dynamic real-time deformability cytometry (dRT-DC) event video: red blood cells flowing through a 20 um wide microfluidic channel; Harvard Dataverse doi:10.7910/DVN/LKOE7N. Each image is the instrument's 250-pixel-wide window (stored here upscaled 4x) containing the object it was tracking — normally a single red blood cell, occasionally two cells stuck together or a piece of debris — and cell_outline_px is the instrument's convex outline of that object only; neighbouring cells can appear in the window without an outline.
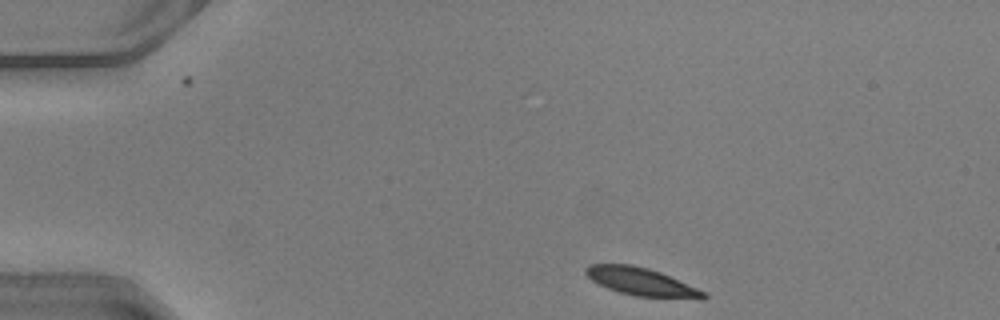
{"species": "common noctule bat (a hibernating species)", "species_latin": "Nyctalus noctula", "temperature_condition": "warm", "stored_images_in_passage": 42, "camera_frame_rate_fps": 3000, "um_per_image_px": 0.085, "animal": {"sex": "male", "body_mass_g": 20.5, "forearm_length_mm": 52.5}, "frame": {"image": 1, "passage_image": 1, "time_ms": 0.0, "image_size_px": [1000, 320], "cell_outline_px": [[708, 296], [704, 300], [700, 300], [636, 296], [620, 292], [608, 288], [592, 280], [584, 272], [584, 268], [588, 264], [632, 264], [648, 268], [660, 272], [708, 292]], "centroid_in_image_um": [54.6, 23.96], "position_along_channel_um": 30.4, "area_um2": 19.42}}
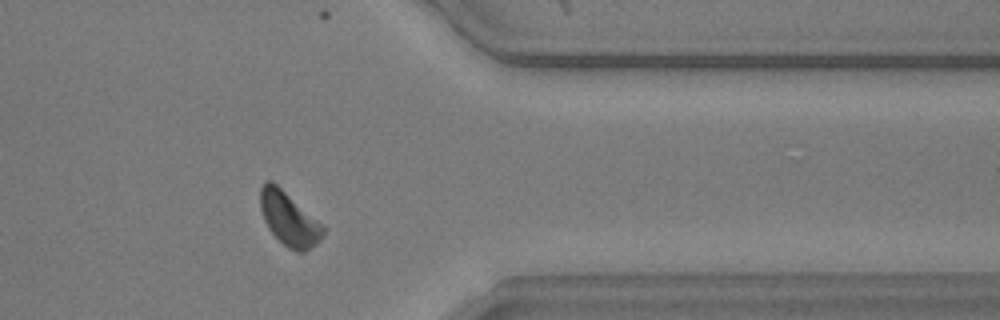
{"frame": {"image": 2, "passage_image": 33, "time_ms": 10.667, "image_size_px": [1000, 320], "cell_outline_px": [[324, 232], [320, 240], [316, 244], [304, 252], [296, 252], [288, 248], [268, 228], [264, 220], [260, 208], [260, 188], [264, 180], [272, 180], [324, 224]], "centroid_in_image_um": [24.57, 18.58], "position_along_channel_um": 386.8, "area_um2": 19.77}}
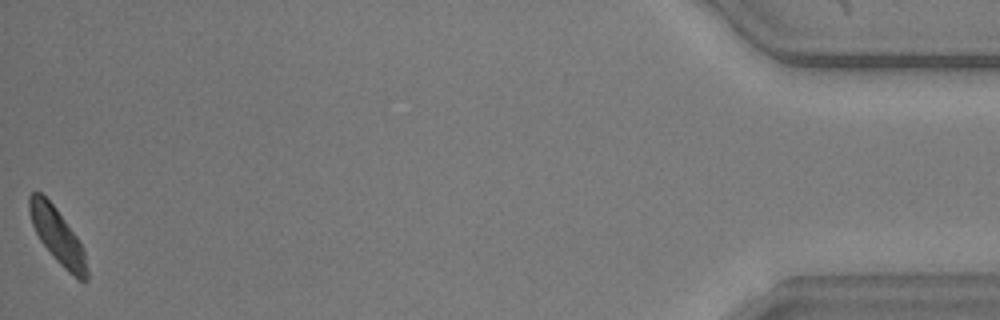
{"frame": {"image": 3, "passage_image": 42, "time_ms": 13.667, "image_size_px": [1000, 320], "cell_outline_px": [[88, 280], [80, 280], [68, 272], [52, 256], [40, 240], [32, 224], [28, 208], [28, 196], [32, 192], [40, 192], [56, 208], [76, 236], [84, 248], [88, 268]], "centroid_in_image_um": [4.89, 20.06], "position_along_channel_um": 430.3, "area_um2": 18.44}, "authors_computed_cell_mechanics": {"area_um2": 20.0566, "velocity_mm_per_s": 4.0629, "shape_relaxation_time_tau1_ms": 2.3266, "shape_relaxation_time_tau2_ms": 3.1325, "deformation_change_tau1": 0.1152, "deformation_change_tau2": 0.0995}}